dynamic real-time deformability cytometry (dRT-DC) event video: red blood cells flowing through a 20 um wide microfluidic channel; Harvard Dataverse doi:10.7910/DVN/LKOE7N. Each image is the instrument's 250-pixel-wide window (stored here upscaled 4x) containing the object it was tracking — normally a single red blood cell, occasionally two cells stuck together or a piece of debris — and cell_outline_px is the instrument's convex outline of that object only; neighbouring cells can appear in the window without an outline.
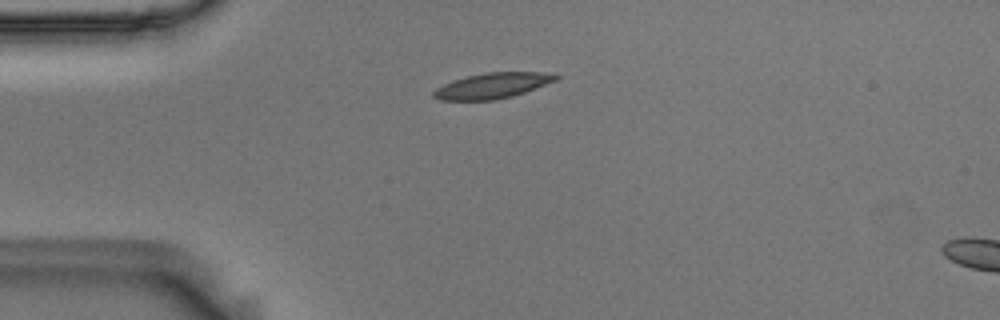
{"species": "Egyptian fruit bat (a non-hibernating species)", "species_latin": "Rousettus aegyptiacus", "temperature_condition": "room temperature", "stored_images_in_passage": 43, "camera_frame_rate_fps": 3000, "um_per_image_px": 0.085, "animal": {"sex": "male"}, "frame": {"image": 1, "passage_image": 1, "time_ms": 0.0, "image_size_px": [1000, 320], "cell_outline_px": [[560, 76], [556, 80], [524, 92], [512, 96], [496, 100], [440, 100], [432, 96], [432, 92], [436, 88], [452, 80], [484, 72], [540, 72]], "centroid_in_image_um": [41.8, 7.28], "position_along_channel_um": 43.2, "area_um2": 18.03}}
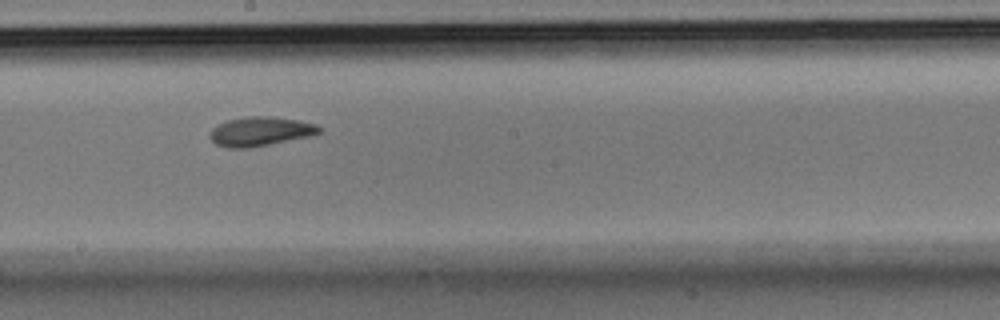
{"frame": {"image": 2, "passage_image": 18, "time_ms": 5.667, "image_size_px": [1000, 320], "cell_outline_px": [[324, 128], [320, 132], [308, 136], [248, 148], [228, 148], [216, 144], [208, 136], [212, 128], [216, 124], [228, 120], [244, 116], [272, 116], [300, 120], [316, 124]], "centroid_in_image_um": [22.1, 11.15], "position_along_channel_um": 226.1, "area_um2": 18.67}}
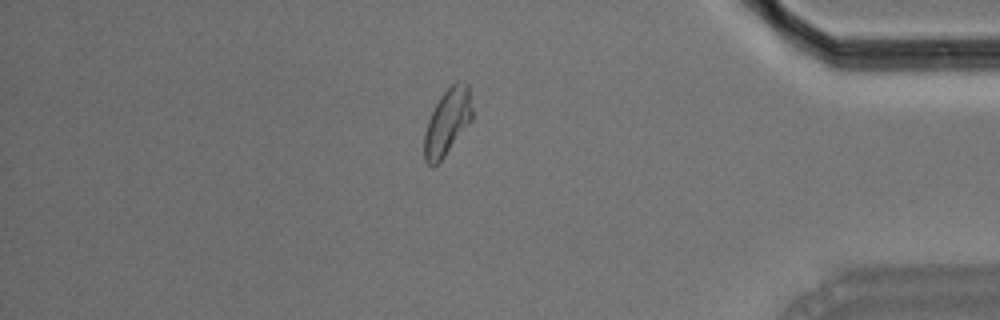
{"frame": {"image": 3, "passage_image": 35, "time_ms": 11.333, "image_size_px": [1000, 320], "cell_outline_px": [[472, 120], [444, 156], [432, 168], [424, 160], [424, 136], [428, 120], [440, 96], [456, 80], [464, 80], [468, 84], [472, 108]], "centroid_in_image_um": [38.03, 10.34], "position_along_channel_um": 397.2, "area_um2": 18.44}, "authors_computed_cell_mechanics": {"area_um2": 18.3226, "velocity_mm_per_s": 3.5919, "shape_relaxation_time_tau1_ms": 8.0215, "shape_relaxation_time_tau2_ms": 3.1157, "deformation_change_tau1": 0.1857, "deformation_change_tau2": 0.0758}}